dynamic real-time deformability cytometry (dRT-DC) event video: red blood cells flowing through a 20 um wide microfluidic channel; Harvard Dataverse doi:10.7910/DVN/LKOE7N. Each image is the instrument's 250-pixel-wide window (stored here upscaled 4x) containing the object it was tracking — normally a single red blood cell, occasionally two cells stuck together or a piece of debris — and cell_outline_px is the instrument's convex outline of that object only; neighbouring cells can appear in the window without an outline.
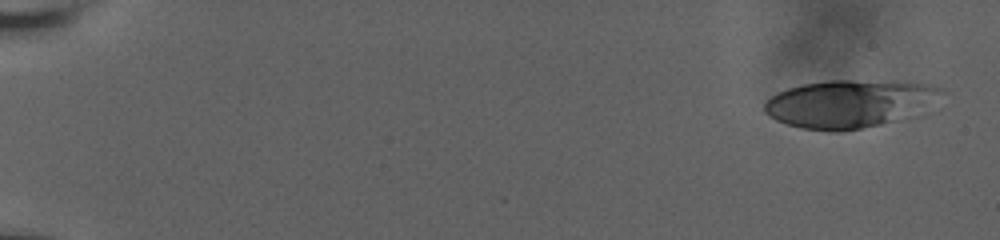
{"species": "human", "species_latin": "Homo sapiens", "temperature_condition": "room temperature", "stored_images_in_passage": 12, "camera_frame_rate_fps": 3000, "um_per_image_px": 0.085, "donor": {"sex": "male"}, "frame": {"image": 1, "passage_image": 1, "time_ms": 0.0, "image_size_px": [1000, 240], "cell_outline_px": [[948, 92], [892, 120], [880, 124], [840, 132], [828, 132], [804, 128], [788, 124], [776, 120], [768, 116], [764, 112], [764, 104], [776, 92], [788, 88], [804, 84], [828, 80], [852, 80], [932, 84]], "centroid_in_image_um": [72.04, 8.8], "position_along_channel_um": 13.0, "area_um2": 47.8}}
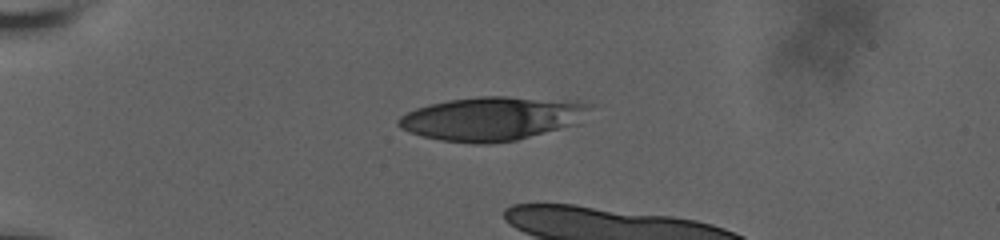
{"frame": {"image": 2, "passage_image": 7, "time_ms": 4.667, "image_size_px": [1000, 240], "cell_outline_px": [[592, 104], [580, 124], [516, 140], [488, 144], [472, 144], [440, 140], [408, 132], [400, 128], [396, 124], [396, 120], [400, 116], [416, 108], [428, 104], [448, 100], [480, 96], [504, 96], [576, 100]], "centroid_in_image_um": [41.85, 10.07], "position_along_channel_um": 43.1, "area_um2": 49.36}}
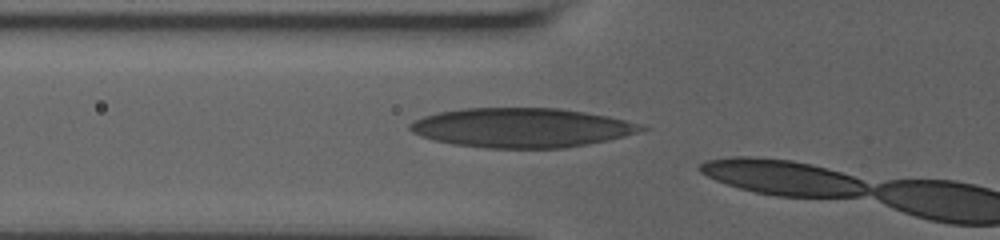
{"frame": {"image": 3, "passage_image": 11, "time_ms": 7.0, "image_size_px": [1000, 240], "cell_outline_px": [[652, 128], [624, 136], [608, 140], [588, 144], [564, 148], [484, 148], [452, 144], [420, 136], [412, 132], [408, 128], [408, 124], [412, 120], [424, 116], [440, 112], [464, 108], [560, 108], [608, 116], [644, 124]], "centroid_in_image_um": [44.35, 10.86], "position_along_channel_um": 81.4, "area_um2": 53.41}}